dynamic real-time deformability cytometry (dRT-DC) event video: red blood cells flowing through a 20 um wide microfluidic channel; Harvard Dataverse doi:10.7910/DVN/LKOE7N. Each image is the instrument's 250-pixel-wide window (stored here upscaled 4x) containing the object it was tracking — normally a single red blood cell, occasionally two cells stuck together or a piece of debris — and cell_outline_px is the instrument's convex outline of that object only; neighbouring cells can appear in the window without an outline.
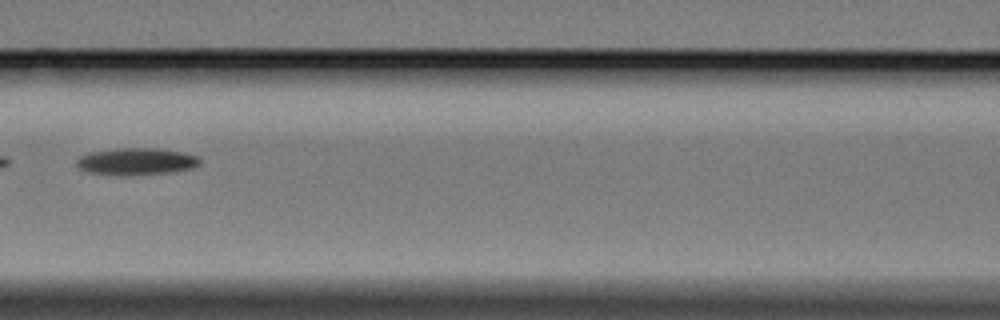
{"species": "Egyptian fruit bat (a non-hibernating species)", "species_latin": "Rousettus aegyptiacus", "temperature_condition": "cold", "stored_images_in_passage": 16, "camera_frame_rate_fps": 3000, "um_per_image_px": 0.085, "animal": {"sex": "female"}, "frame": {"image": 1, "passage_image": 7, "time_ms": 8.333, "image_size_px": [1000, 320], "cell_outline_px": [[200, 164], [196, 168], [176, 172], [124, 176], [120, 176], [84, 172], [76, 164], [76, 160], [80, 156], [88, 152], [116, 148], [160, 148], [184, 152], [200, 156]], "centroid_in_image_um": [11.62, 13.73], "position_along_channel_um": 155.0, "area_um2": 20.11}}
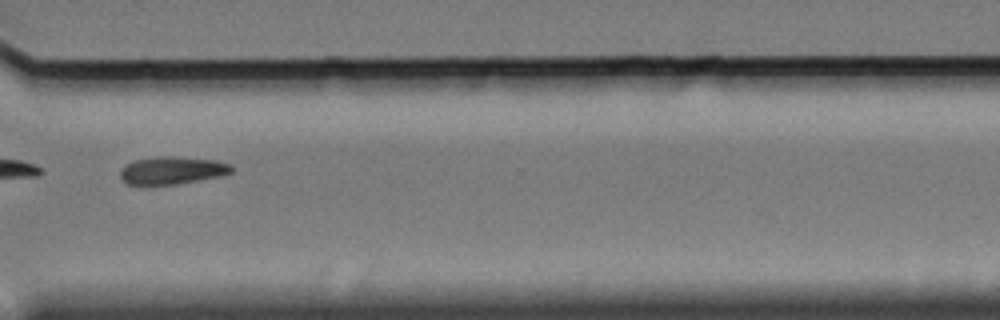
{"frame": {"image": 2, "passage_image": 12, "time_ms": 14.333, "image_size_px": [1000, 320], "cell_outline_px": [[232, 172], [220, 176], [176, 184], [140, 188], [128, 184], [120, 180], [120, 168], [136, 160], [156, 156], [176, 156], [216, 160], [232, 164]], "centroid_in_image_um": [14.56, 14.52], "position_along_channel_um": 356.0, "area_um2": 18.61}}